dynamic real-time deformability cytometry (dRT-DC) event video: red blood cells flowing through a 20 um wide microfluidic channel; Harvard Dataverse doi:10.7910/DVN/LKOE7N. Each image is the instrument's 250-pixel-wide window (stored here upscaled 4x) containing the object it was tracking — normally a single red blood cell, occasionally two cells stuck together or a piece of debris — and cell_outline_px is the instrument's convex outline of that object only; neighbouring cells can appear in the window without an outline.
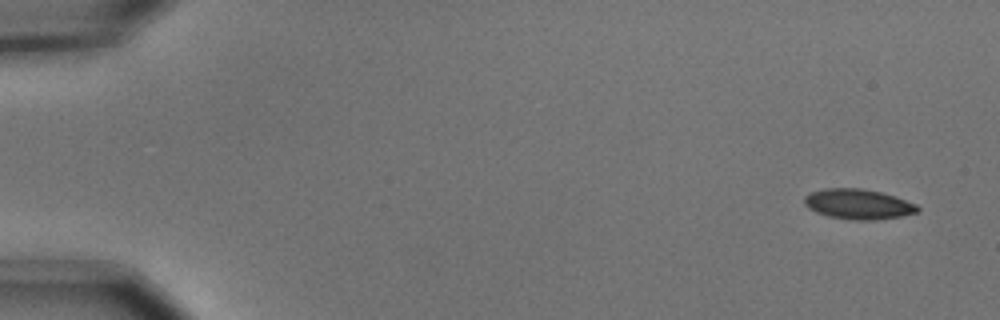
{"species": "common noctule bat (a hibernating species)", "species_latin": "Nyctalus noctula", "temperature_condition": "cold", "stored_images_in_passage": 4, "camera_frame_rate_fps": 3000, "um_per_image_px": 0.085, "animal": {"sex": "male", "body_mass_g": 15.6}, "frame": {"image": 1, "passage_image": 1, "time_ms": 0.0, "image_size_px": [1000, 320], "cell_outline_px": [[920, 208], [916, 212], [900, 216], [872, 220], [852, 220], [828, 216], [816, 212], [808, 208], [804, 204], [804, 196], [812, 192], [824, 188], [860, 188], [880, 192], [896, 196], [916, 204]], "centroid_in_image_um": [72.92, 17.34], "position_along_channel_um": 12.1, "area_um2": 19.83}}
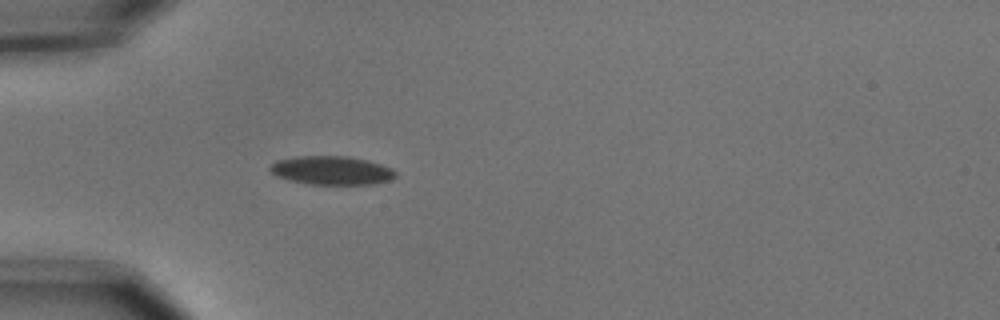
{"frame": {"image": 2, "passage_image": 4, "time_ms": 1.0, "image_size_px": [1000, 320], "cell_outline_px": [[396, 176], [392, 180], [372, 184], [312, 184], [288, 180], [276, 176], [268, 168], [276, 160], [296, 156], [348, 156], [368, 160], [392, 168], [396, 172]], "centroid_in_image_um": [28.2, 14.48], "position_along_channel_um": 56.8, "area_um2": 21.04}}